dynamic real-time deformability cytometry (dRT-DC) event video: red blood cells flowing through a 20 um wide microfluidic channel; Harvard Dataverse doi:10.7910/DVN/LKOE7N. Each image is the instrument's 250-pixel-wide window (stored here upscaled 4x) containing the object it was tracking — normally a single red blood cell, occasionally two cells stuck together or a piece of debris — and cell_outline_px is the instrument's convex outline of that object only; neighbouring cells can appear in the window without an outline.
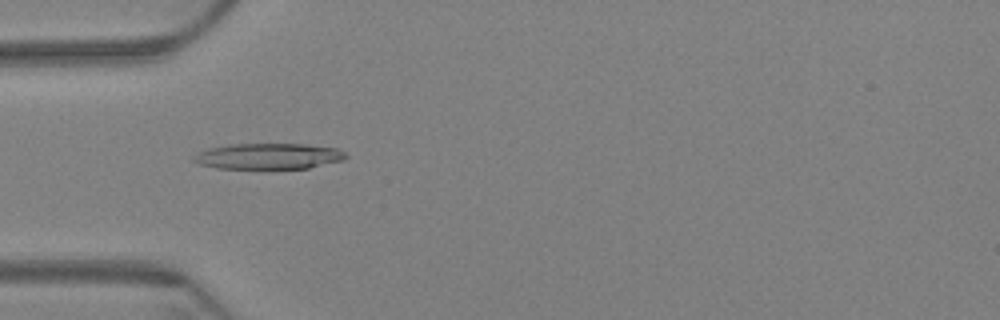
{"species": "Egyptian fruit bat (a non-hibernating species)", "species_latin": "Rousettus aegyptiacus", "temperature_condition": "warm", "stored_images_in_passage": 62, "camera_frame_rate_fps": 3000, "um_per_image_px": 0.085, "animal": {"sex": "female"}, "frame": {"image": 1, "passage_image": 20, "time_ms": 6.333, "image_size_px": [1000, 320], "cell_outline_px": [[348, 156], [344, 160], [308, 168], [216, 168], [200, 164], [192, 160], [192, 156], [208, 148], [228, 144], [304, 144], [336, 148], [344, 152]], "centroid_in_image_um": [22.82, 13.27], "position_along_channel_um": 62.2, "area_um2": 22.83}}
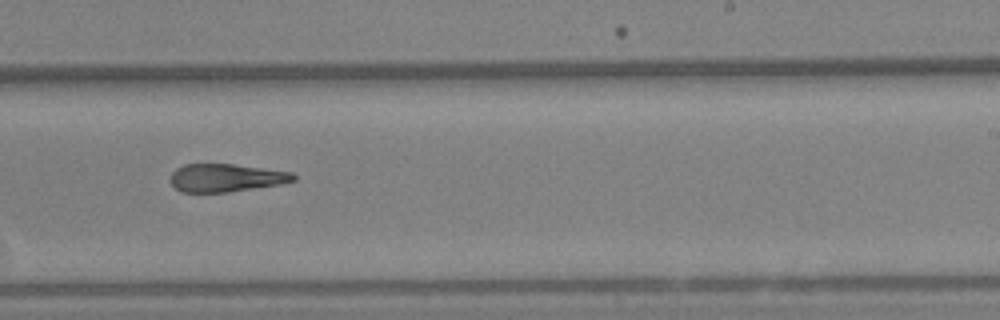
{"frame": {"image": 2, "passage_image": 39, "time_ms": 12.667, "image_size_px": [1000, 320], "cell_outline_px": [[296, 180], [284, 184], [228, 192], [180, 192], [172, 184], [172, 172], [176, 168], [184, 164], [232, 164], [292, 172], [296, 176]], "centroid_in_image_um": [19.24, 15.12], "position_along_channel_um": 269.8, "area_um2": 20.06}}
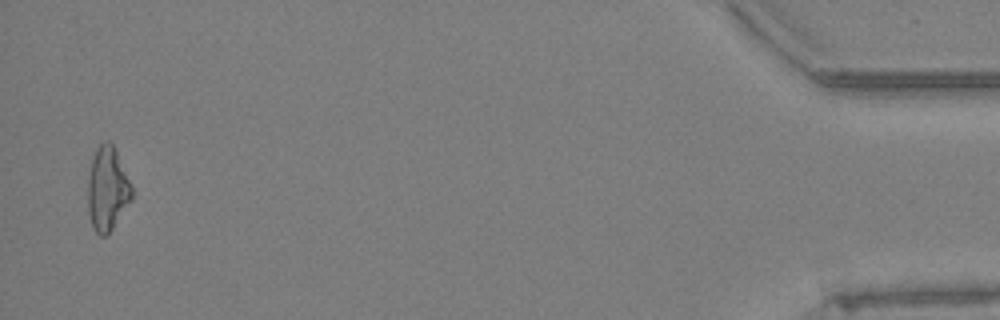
{"frame": {"image": 3, "passage_image": 61, "time_ms": 20.0, "image_size_px": [1000, 320], "cell_outline_px": [[132, 200], [112, 228], [104, 236], [100, 236], [92, 228], [88, 212], [88, 176], [92, 160], [96, 148], [100, 144], [108, 140], [116, 148], [132, 184]], "centroid_in_image_um": [9.14, 16.04], "position_along_channel_um": 426.1, "area_um2": 21.68}, "authors_computed_cell_mechanics": {"area_um2": 21.675, "velocity_mm_per_s": 3.3129, "shape_relaxation_time_tau1_ms": null, "shape_relaxation_time_tau2_ms": 6.5777, "deformation_change_tau1": null, "deformation_change_tau2": 0.2025}}